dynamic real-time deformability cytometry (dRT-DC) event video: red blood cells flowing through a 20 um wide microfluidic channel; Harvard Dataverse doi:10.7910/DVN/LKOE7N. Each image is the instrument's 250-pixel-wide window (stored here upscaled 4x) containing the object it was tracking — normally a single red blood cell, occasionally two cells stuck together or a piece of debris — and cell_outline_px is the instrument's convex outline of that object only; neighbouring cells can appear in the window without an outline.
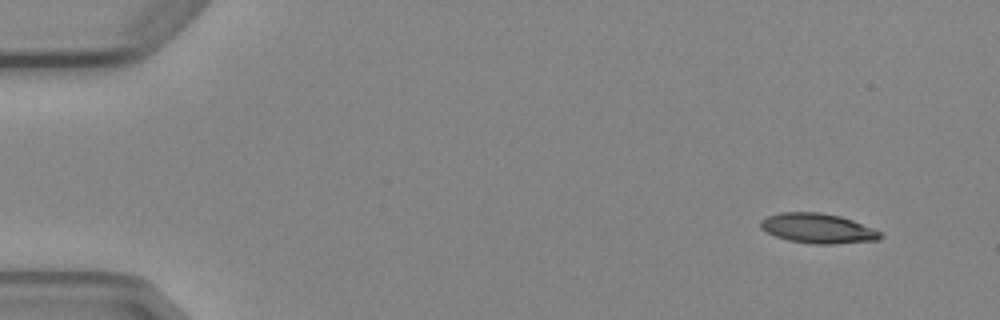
{"species": "Egyptian fruit bat (a non-hibernating species)", "species_latin": "Rousettus aegyptiacus", "temperature_condition": "cold", "stored_images_in_passage": 5, "camera_frame_rate_fps": 3000, "um_per_image_px": 0.085, "animal": {"sex": "female"}, "frame": {"image": 1, "passage_image": 1, "time_ms": 0.0, "image_size_px": [1000, 320], "cell_outline_px": [[884, 236], [876, 240], [832, 244], [816, 244], [788, 240], [776, 236], [760, 228], [760, 220], [768, 216], [780, 212], [820, 212], [840, 216], [852, 220], [884, 232]], "centroid_in_image_um": [69.54, 19.4], "position_along_channel_um": 15.5, "area_um2": 20.81}}
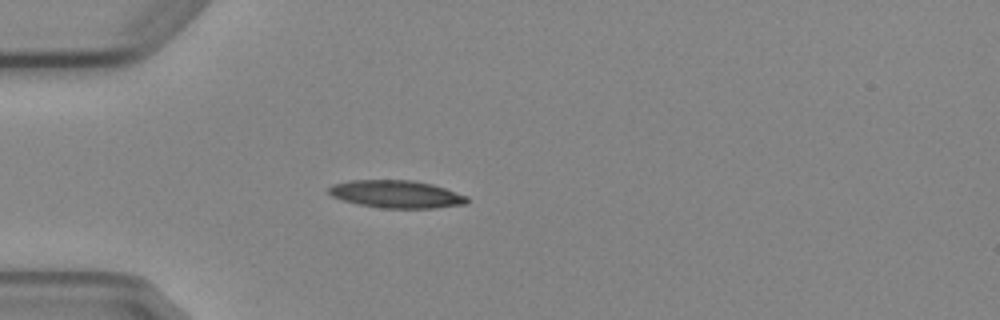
{"frame": {"image": 2, "passage_image": 4, "time_ms": 3.667, "image_size_px": [1000, 320], "cell_outline_px": [[468, 200], [464, 204], [432, 208], [380, 208], [356, 204], [332, 196], [328, 192], [328, 188], [332, 184], [348, 180], [412, 180], [432, 184], [468, 196]], "centroid_in_image_um": [33.65, 16.5], "position_along_channel_um": 51.3, "area_um2": 22.25}}